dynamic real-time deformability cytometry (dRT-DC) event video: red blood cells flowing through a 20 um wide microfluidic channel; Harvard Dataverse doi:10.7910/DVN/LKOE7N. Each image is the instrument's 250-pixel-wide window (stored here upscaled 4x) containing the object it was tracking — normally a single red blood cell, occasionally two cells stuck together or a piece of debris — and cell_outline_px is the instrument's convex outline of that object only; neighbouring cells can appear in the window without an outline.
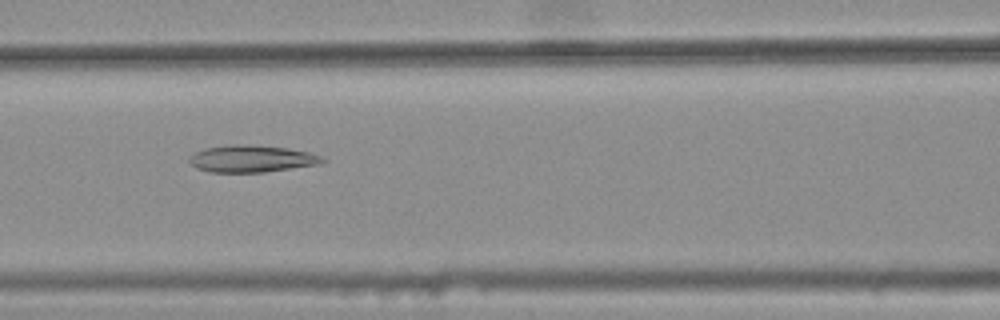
{"species": "common noctule bat (a hibernating species)", "species_latin": "Nyctalus noctula", "temperature_condition": "warm", "stored_images_in_passage": 29, "camera_frame_rate_fps": 3000, "um_per_image_px": 0.085, "animal": {"sex": "female", "body_mass_g": 25.1}, "frame": {"image": 1, "passage_image": 11, "time_ms": 3.333, "image_size_px": [1000, 320], "cell_outline_px": [[328, 160], [320, 164], [264, 172], [208, 172], [196, 168], [188, 160], [196, 152], [208, 148], [232, 144], [240, 144], [288, 148], [308, 152], [320, 156]], "centroid_in_image_um": [21.42, 13.5], "position_along_channel_um": 145.2, "area_um2": 20.69}}
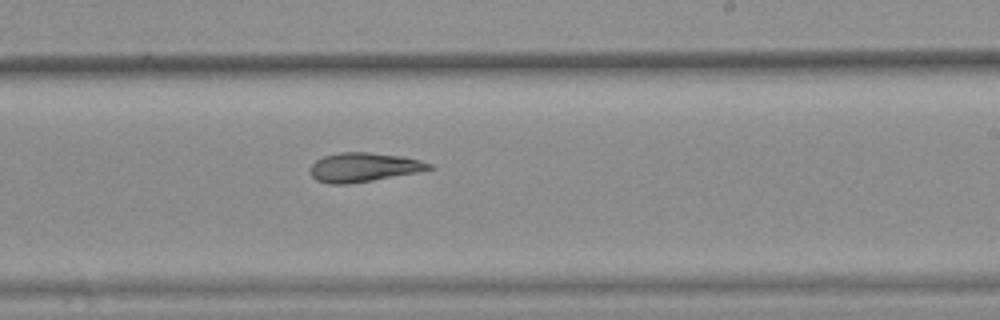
{"frame": {"image": 2, "passage_image": 20, "time_ms": 6.333, "image_size_px": [1000, 320], "cell_outline_px": [[436, 168], [416, 172], [372, 180], [348, 184], [328, 184], [316, 180], [312, 176], [312, 164], [316, 160], [324, 156], [340, 152], [368, 152], [400, 156], [420, 160], [432, 164]], "centroid_in_image_um": [30.91, 14.21], "position_along_channel_um": 258.1, "area_um2": 19.94}}
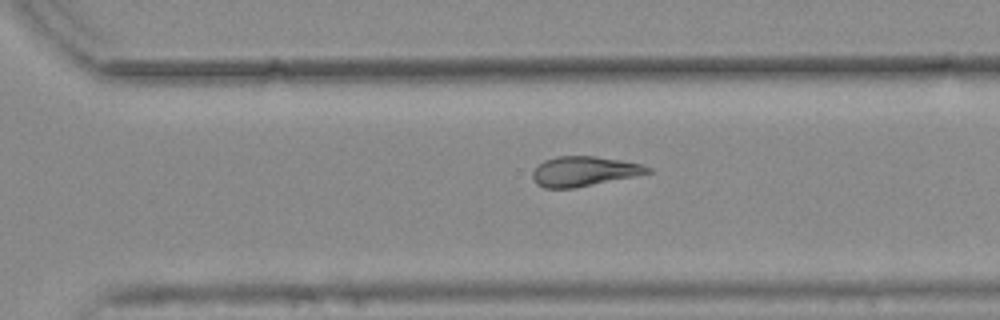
{"frame": {"image": 3, "passage_image": 25, "time_ms": 8.0, "image_size_px": [1000, 320], "cell_outline_px": [[652, 172], [572, 188], [544, 188], [536, 184], [532, 176], [532, 172], [544, 160], [556, 156], [596, 156], [620, 160], [640, 164], [652, 168]], "centroid_in_image_um": [49.6, 14.55], "position_along_channel_um": 321.0, "area_um2": 19.65}, "authors_computed_cell_mechanics": {"area_um2": 20.1722, "velocity_mm_per_s": 3.7737, "shape_relaxation_time_tau1_ms": null, "shape_relaxation_time_tau2_ms": 4.423, "deformation_change_tau1": null, "deformation_change_tau2": 0.1314}}